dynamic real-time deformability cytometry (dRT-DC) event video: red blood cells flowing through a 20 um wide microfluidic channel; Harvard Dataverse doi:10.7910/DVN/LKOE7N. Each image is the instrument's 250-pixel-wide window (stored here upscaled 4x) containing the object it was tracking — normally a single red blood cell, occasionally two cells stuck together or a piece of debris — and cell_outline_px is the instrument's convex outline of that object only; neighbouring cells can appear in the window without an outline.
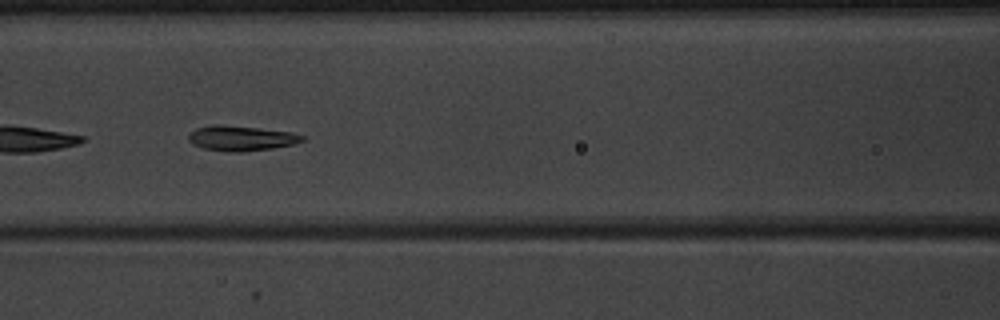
{"species": "common noctule bat (a hibernating species)", "species_latin": "Nyctalus noctula", "temperature_condition": "warm", "stored_images_in_passage": 25, "camera_frame_rate_fps": 3000, "um_per_image_px": 0.085, "animal": {"sex": "male", "body_mass_g": 20.1, "forearm_length_mm": 53.5}, "frame": {"image": 1, "passage_image": 11, "time_ms": 3.333, "image_size_px": [1000, 320], "cell_outline_px": [[304, 140], [292, 144], [272, 148], [244, 152], [228, 152], [204, 148], [192, 144], [188, 140], [188, 136], [196, 128], [212, 124], [220, 124], [260, 128], [292, 132], [304, 136]], "centroid_in_image_um": [20.47, 11.74], "position_along_channel_um": 146.1, "area_um2": 16.65}}